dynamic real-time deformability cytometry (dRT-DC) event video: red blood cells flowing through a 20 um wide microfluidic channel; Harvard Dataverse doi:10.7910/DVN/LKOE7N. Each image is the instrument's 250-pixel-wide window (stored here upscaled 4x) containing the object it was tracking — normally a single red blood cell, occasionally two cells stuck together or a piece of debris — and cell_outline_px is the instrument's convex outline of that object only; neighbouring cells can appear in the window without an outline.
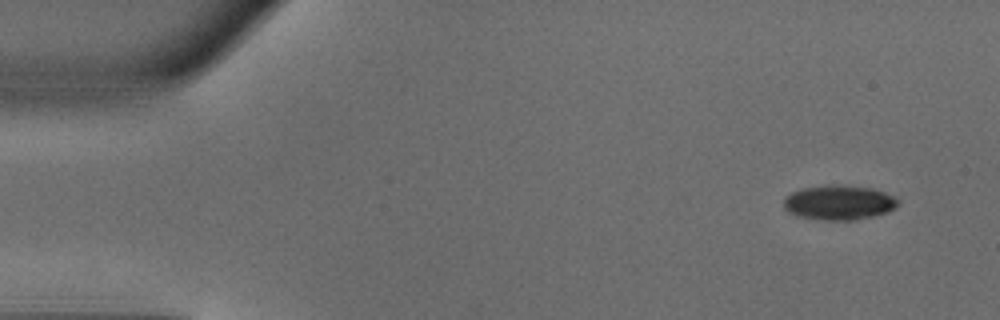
{"species": "common noctule bat (a hibernating species)", "species_latin": "Nyctalus noctula", "temperature_condition": "warm", "stored_images_in_passage": 46, "camera_frame_rate_fps": 3000, "um_per_image_px": 0.085, "animal": {"sex": "male", "body_mass_g": 18.8}, "frame": {"image": 1, "passage_image": 1, "time_ms": 0.0, "image_size_px": [1000, 320], "cell_outline_px": [[900, 204], [896, 208], [872, 216], [856, 220], [824, 220], [796, 216], [788, 212], [784, 208], [784, 200], [792, 192], [800, 188], [832, 184], [872, 188], [896, 196], [900, 200]], "centroid_in_image_um": [71.33, 17.21], "position_along_channel_um": 13.7, "area_um2": 23.24}}
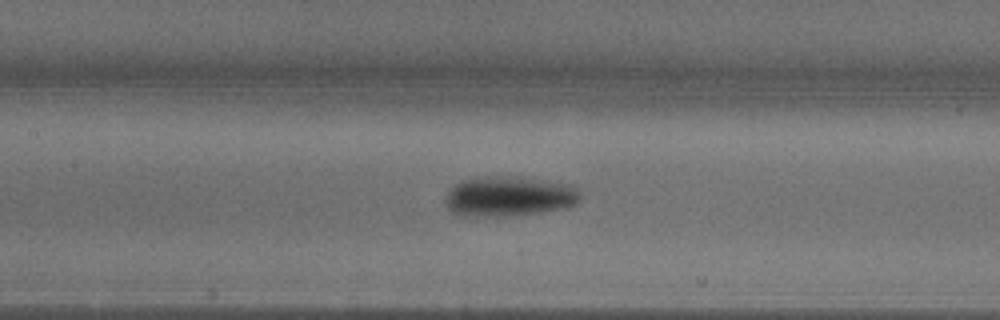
{"frame": {"image": 2, "passage_image": 20, "time_ms": 6.333, "image_size_px": [1000, 320], "cell_outline_px": [[580, 200], [576, 204], [564, 208], [540, 212], [508, 216], [460, 216], [452, 212], [448, 208], [444, 200], [448, 188], [460, 180], [488, 176], [520, 176], [572, 184], [580, 192]], "centroid_in_image_um": [43.24, 16.67], "position_along_channel_um": 164.2, "area_um2": 32.08}}
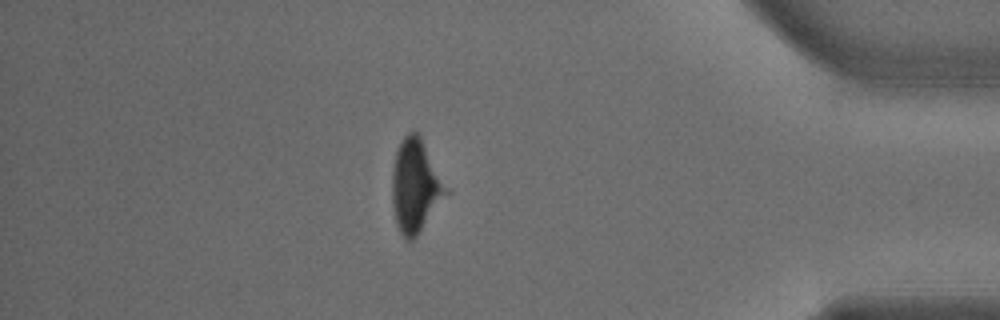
{"frame": {"image": 3, "passage_image": 40, "time_ms": 13.0, "image_size_px": [1000, 320], "cell_outline_px": [[448, 192], [416, 236], [412, 240], [404, 240], [396, 224], [392, 208], [392, 172], [396, 148], [404, 136], [408, 132], [416, 132], [420, 136], [448, 188]], "centroid_in_image_um": [35.27, 15.8], "position_along_channel_um": 399.9, "area_um2": 28.9}, "authors_computed_cell_mechanics": {"area_um2": 28.2931, "velocity_mm_per_s": 4.1012, "shape_relaxation_time_tau1_ms": 9.2057, "shape_relaxation_time_tau2_ms": 2.5409, "deformation_change_tau1": 0.2789, "deformation_change_tau2": 0.0851}}